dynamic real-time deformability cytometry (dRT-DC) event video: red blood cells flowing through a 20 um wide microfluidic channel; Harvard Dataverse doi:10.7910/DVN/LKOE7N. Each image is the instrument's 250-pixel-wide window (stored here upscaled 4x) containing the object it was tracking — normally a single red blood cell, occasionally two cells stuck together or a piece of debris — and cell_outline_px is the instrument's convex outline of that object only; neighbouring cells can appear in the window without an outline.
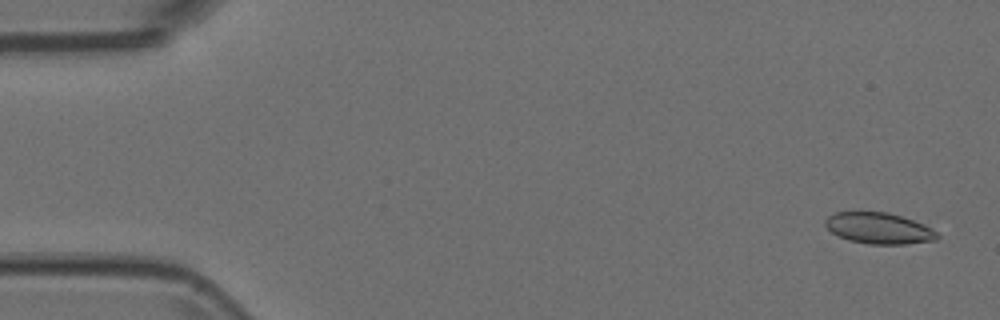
{"species": "Egyptian fruit bat (a non-hibernating species)", "species_latin": "Rousettus aegyptiacus", "temperature_condition": "room temperature", "stored_images_in_passage": 53, "camera_frame_rate_fps": 3000, "um_per_image_px": 0.085, "animal": {"sex": "female"}, "frame": {"image": 1, "passage_image": 2, "time_ms": 0.333, "image_size_px": [1000, 320], "cell_outline_px": [[940, 236], [936, 240], [904, 244], [868, 244], [848, 240], [832, 232], [824, 224], [824, 220], [828, 216], [836, 212], [888, 212], [912, 220], [936, 232]], "centroid_in_image_um": [74.66, 19.4], "position_along_channel_um": 10.3, "area_um2": 20.0}}
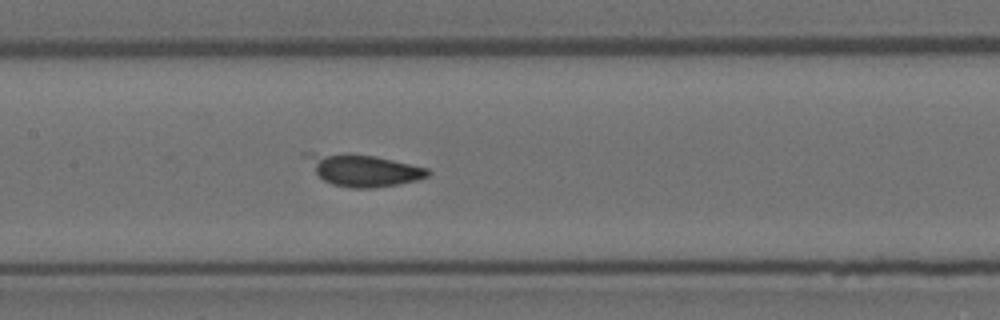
{"frame": {"image": 2, "passage_image": 25, "time_ms": 8.0, "image_size_px": [1000, 320], "cell_outline_px": [[432, 172], [428, 176], [416, 180], [396, 184], [372, 188], [352, 188], [332, 184], [324, 180], [300, 156], [300, 152], [344, 152], [376, 156], [428, 168]], "centroid_in_image_um": [30.78, 14.42], "position_along_channel_um": 176.6, "area_um2": 23.0}}
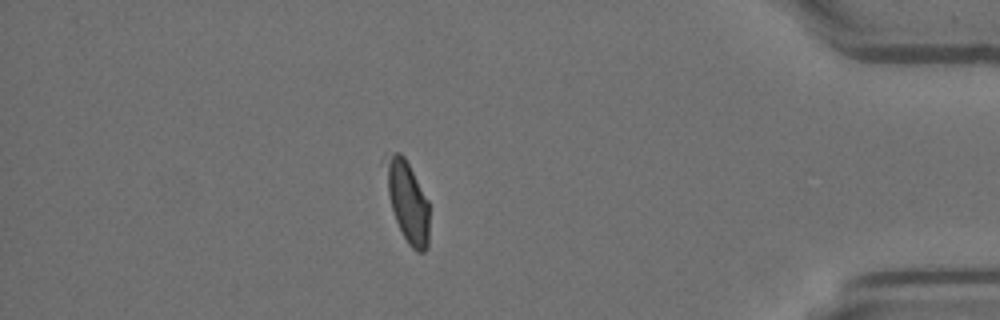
{"frame": {"image": 3, "passage_image": 46, "time_ms": 15.0, "image_size_px": [1000, 320], "cell_outline_px": [[428, 248], [424, 252], [416, 252], [408, 244], [396, 220], [392, 208], [388, 192], [384, 152], [400, 152], [404, 156], [428, 200]], "centroid_in_image_um": [34.64, 17.1], "position_along_channel_um": 400.6, "area_um2": 20.29}}